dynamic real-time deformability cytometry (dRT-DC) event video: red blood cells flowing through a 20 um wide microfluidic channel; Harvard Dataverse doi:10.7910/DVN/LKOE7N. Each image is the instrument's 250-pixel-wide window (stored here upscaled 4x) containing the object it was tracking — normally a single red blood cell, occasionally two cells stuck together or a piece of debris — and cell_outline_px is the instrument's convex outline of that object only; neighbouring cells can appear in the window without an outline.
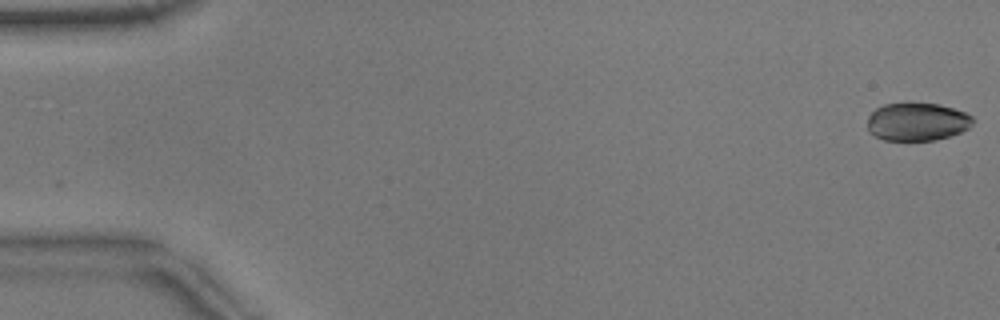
{"species": "common noctule bat (a hibernating species)", "species_latin": "Nyctalus noctula", "temperature_condition": "warm", "stored_images_in_passage": 48, "camera_frame_rate_fps": 3000, "um_per_image_px": 0.085, "animal": {"sex": "male", "body_mass_g": 17.9}, "frame": {"image": 1, "passage_image": 1, "time_ms": 0.0, "image_size_px": [1000, 320], "cell_outline_px": [[972, 124], [968, 128], [960, 132], [936, 140], [884, 140], [868, 132], [868, 116], [876, 108], [884, 104], [904, 100], [908, 100], [940, 104], [964, 112], [972, 116]], "centroid_in_image_um": [77.91, 10.3], "position_along_channel_um": 7.1, "area_um2": 23.93}}
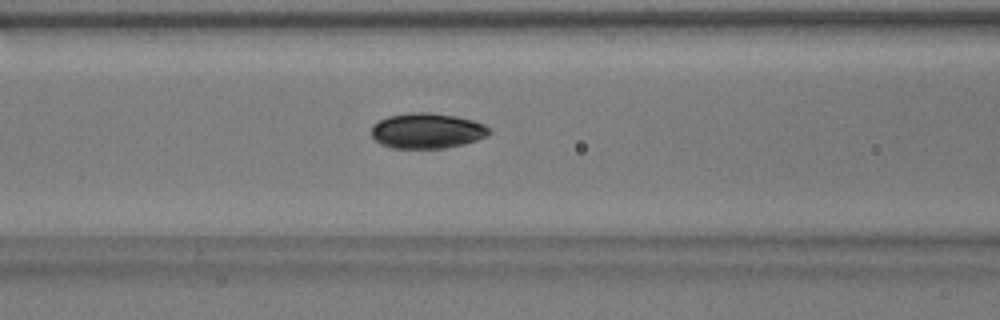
{"frame": {"image": 2, "passage_image": 22, "time_ms": 7.0, "image_size_px": [1000, 320], "cell_outline_px": [[492, 132], [476, 140], [464, 144], [444, 148], [392, 148], [380, 144], [372, 136], [372, 124], [388, 116], [412, 112], [428, 112], [456, 116], [472, 120], [484, 124]], "centroid_in_image_um": [36.28, 11.11], "position_along_channel_um": 130.3, "area_um2": 24.22}}
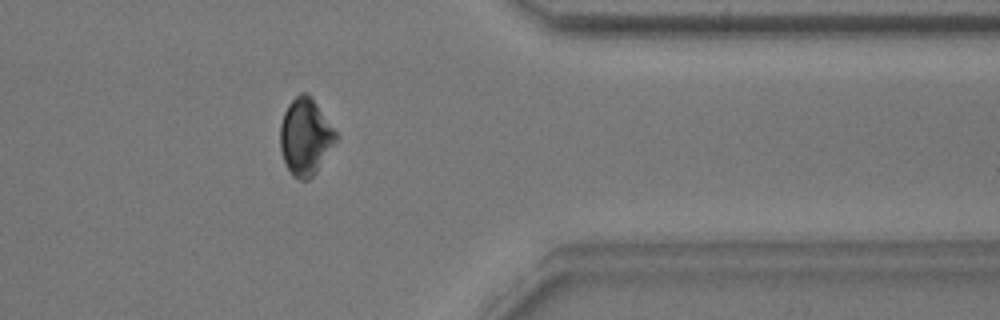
{"frame": {"image": 3, "passage_image": 43, "time_ms": 14.0, "image_size_px": [1000, 320], "cell_outline_px": [[340, 136], [316, 172], [308, 180], [300, 180], [292, 176], [284, 164], [280, 148], [280, 124], [284, 112], [288, 104], [300, 92], [304, 92], [316, 104]], "centroid_in_image_um": [25.95, 11.66], "position_along_channel_um": 385.5, "area_um2": 24.91}, "authors_computed_cell_mechanics": {"area_um2": 24.6517, "velocity_mm_per_s": 3.8409, "shape_relaxation_time_tau1_ms": 3.1784, "shape_relaxation_time_tau2_ms": 9.859, "deformation_change_tau1": 0.0862, "deformation_change_tau2": 0.1019}}